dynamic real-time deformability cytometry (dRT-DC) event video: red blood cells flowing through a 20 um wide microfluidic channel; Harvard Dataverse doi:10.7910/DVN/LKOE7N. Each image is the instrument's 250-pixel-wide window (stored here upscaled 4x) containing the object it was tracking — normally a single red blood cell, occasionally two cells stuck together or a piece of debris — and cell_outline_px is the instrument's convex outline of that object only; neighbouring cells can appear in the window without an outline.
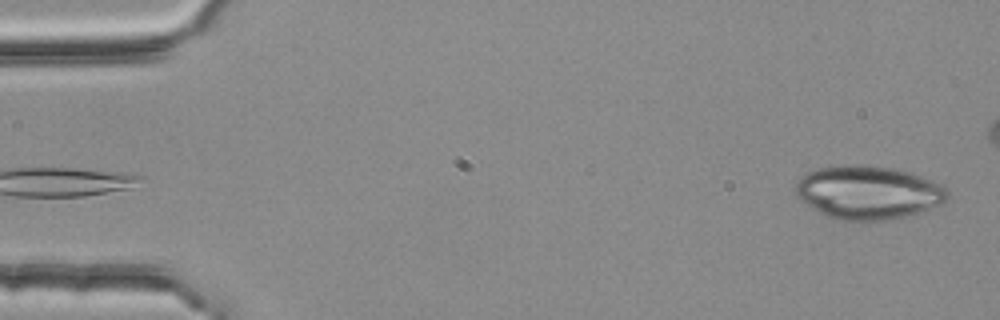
{"species": "common noctule bat (a hibernating species)", "species_latin": "Nyctalus noctula", "temperature_condition": "room temperature", "stored_images_in_passage": 53, "camera_frame_rate_fps": 3000, "um_per_image_px": 0.085, "animal": {"sex": "female", "body_mass_g": 25.1}, "frame": {"image": 1, "passage_image": 1, "time_ms": 0.0, "image_size_px": [1000, 320], "cell_outline_px": [[948, 196], [940, 204], [904, 216], [864, 224], [836, 220], [820, 212], [800, 200], [796, 196], [796, 184], [808, 172], [820, 168], [844, 164], [864, 164], [896, 168], [912, 172], [932, 180], [940, 184], [948, 192]], "centroid_in_image_um": [73.77, 16.37], "position_along_channel_um": 11.2, "area_um2": 47.63}}
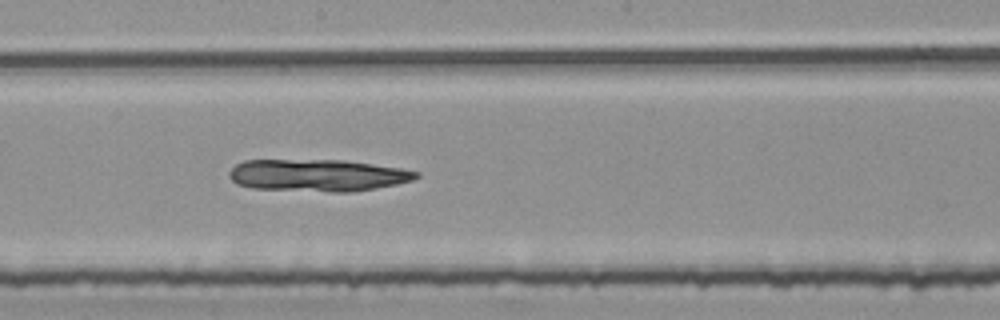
{"frame": {"image": 2, "passage_image": 28, "time_ms": 9.0, "image_size_px": [1000, 320], "cell_outline_px": [[420, 176], [412, 180], [396, 184], [376, 188], [352, 192], [332, 192], [252, 188], [236, 184], [228, 176], [228, 172], [236, 164], [244, 160], [344, 160], [400, 168], [420, 172]], "centroid_in_image_um": [26.98, 14.9], "position_along_channel_um": 221.2, "area_um2": 35.03}}
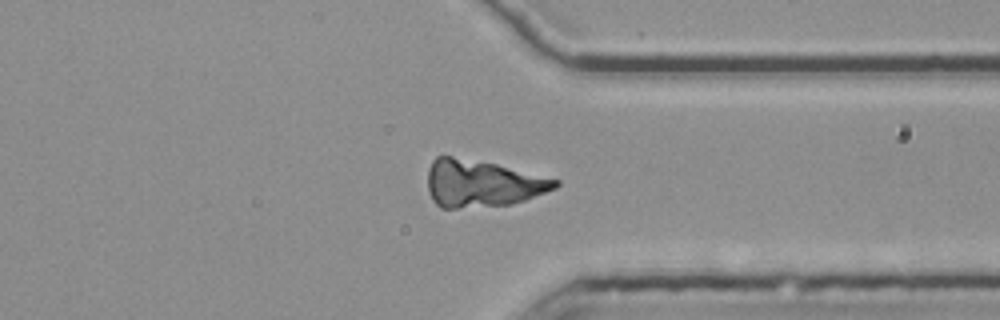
{"frame": {"image": 3, "passage_image": 40, "time_ms": 13.0, "image_size_px": [1000, 320], "cell_outline_px": [[560, 184], [556, 188], [524, 200], [512, 204], [456, 208], [440, 208], [432, 200], [428, 192], [428, 168], [432, 160], [436, 156], [452, 156], [496, 164], [560, 180]], "centroid_in_image_um": [40.94, 15.59], "position_along_channel_um": 370.5, "area_um2": 34.85}}